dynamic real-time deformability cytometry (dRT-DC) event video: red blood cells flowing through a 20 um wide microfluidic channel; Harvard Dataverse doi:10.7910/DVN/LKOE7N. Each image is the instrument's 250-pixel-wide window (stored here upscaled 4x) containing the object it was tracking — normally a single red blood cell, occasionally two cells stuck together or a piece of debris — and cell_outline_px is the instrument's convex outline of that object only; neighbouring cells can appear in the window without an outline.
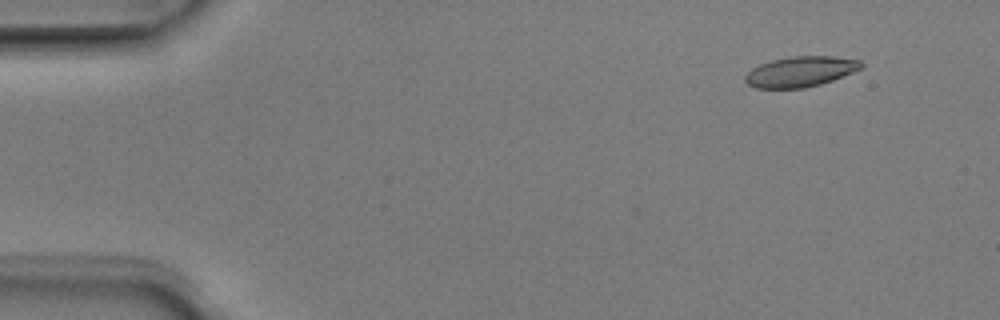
{"species": "Egyptian fruit bat (a non-hibernating species)", "species_latin": "Rousettus aegyptiacus", "temperature_condition": "room temperature", "stored_images_in_passage": 4, "camera_frame_rate_fps": 3000, "um_per_image_px": 0.085, "animal": {"sex": "male"}, "frame": {"image": 1, "passage_image": 1, "time_ms": 0.0, "image_size_px": [1000, 320], "cell_outline_px": [[864, 64], [860, 68], [852, 72], [832, 80], [820, 84], [804, 88], [756, 88], [748, 84], [744, 80], [744, 76], [752, 68], [760, 64], [772, 60], [792, 56], [832, 56], [860, 60]], "centroid_in_image_um": [68.01, 6.08], "position_along_channel_um": 17.0, "area_um2": 20.4}}
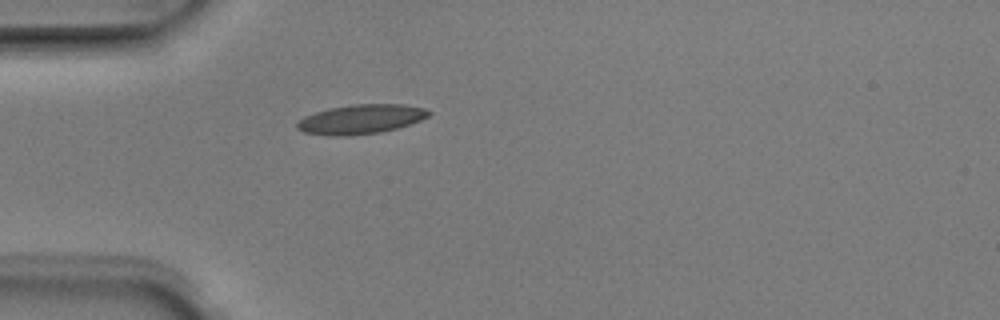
{"frame": {"image": 2, "passage_image": 4, "time_ms": 1.0, "image_size_px": [1000, 320], "cell_outline_px": [[432, 112], [428, 116], [420, 120], [400, 128], [380, 132], [344, 136], [332, 136], [304, 132], [296, 128], [296, 120], [304, 116], [328, 108], [352, 104], [404, 104], [424, 108]], "centroid_in_image_um": [30.66, 10.13], "position_along_channel_um": 54.3, "area_um2": 22.72}}